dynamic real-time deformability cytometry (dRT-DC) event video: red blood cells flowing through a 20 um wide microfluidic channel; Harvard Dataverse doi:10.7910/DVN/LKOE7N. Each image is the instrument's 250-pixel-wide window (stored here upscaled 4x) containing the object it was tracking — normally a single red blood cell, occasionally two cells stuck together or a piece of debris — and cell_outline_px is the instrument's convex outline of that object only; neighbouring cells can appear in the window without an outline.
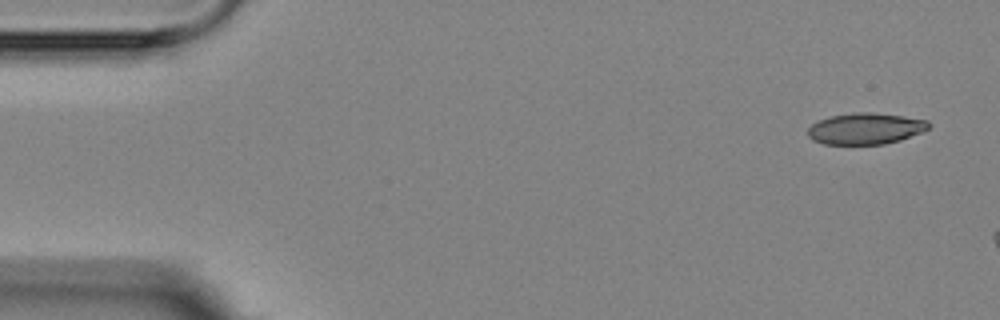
{"species": "Egyptian fruit bat (a non-hibernating species)", "species_latin": "Rousettus aegyptiacus", "temperature_condition": "room temperature", "stored_images_in_passage": 3, "camera_frame_rate_fps": 3000, "um_per_image_px": 0.085, "animal": {"sex": "female"}, "frame": {"image": 1, "passage_image": 1, "time_ms": 0.0, "image_size_px": [1000, 320], "cell_outline_px": [[928, 128], [920, 132], [900, 140], [884, 144], [824, 144], [812, 140], [808, 136], [808, 128], [812, 124], [820, 120], [832, 116], [856, 112], [872, 112], [904, 116], [928, 120]], "centroid_in_image_um": [73.54, 10.93], "position_along_channel_um": 11.5, "area_um2": 21.85}}